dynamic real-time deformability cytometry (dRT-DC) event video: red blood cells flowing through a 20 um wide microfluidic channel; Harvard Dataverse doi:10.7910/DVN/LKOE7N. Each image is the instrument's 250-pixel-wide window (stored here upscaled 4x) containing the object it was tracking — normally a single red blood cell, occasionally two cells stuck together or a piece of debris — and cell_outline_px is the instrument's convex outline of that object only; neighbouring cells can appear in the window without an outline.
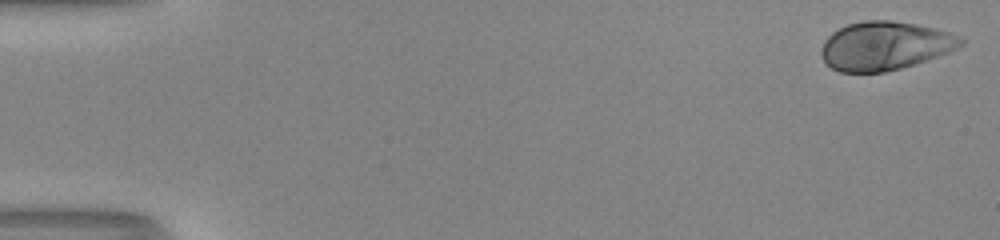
{"species": "human", "species_latin": "Homo sapiens", "temperature_condition": "room temperature", "stored_images_in_passage": 44, "camera_frame_rate_fps": 3000, "um_per_image_px": 0.085, "donor": {"sex": "male"}, "frame": {"image": 1, "passage_image": 1, "time_ms": 0.0, "image_size_px": [1000, 240], "cell_outline_px": [[964, 44], [948, 52], [900, 68], [884, 72], [840, 72], [832, 68], [824, 60], [820, 52], [820, 48], [824, 40], [832, 32], [848, 24], [864, 20], [892, 20], [916, 24], [936, 28], [960, 36], [964, 40]], "centroid_in_image_um": [75.19, 3.88], "position_along_channel_um": 9.8, "area_um2": 39.3}}
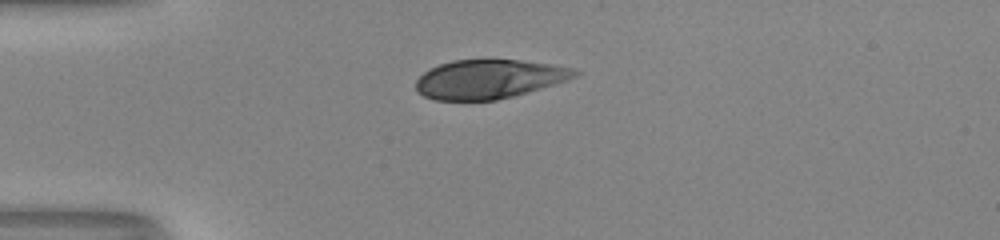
{"frame": {"image": 2, "passage_image": 14, "time_ms": 4.333, "image_size_px": [1000, 240], "cell_outline_px": [[580, 72], [576, 76], [568, 80], [556, 84], [512, 96], [496, 100], [436, 100], [424, 96], [416, 88], [416, 80], [428, 68], [452, 60], [520, 60], [576, 68]], "centroid_in_image_um": [41.57, 6.72], "position_along_channel_um": 43.4, "area_um2": 35.95}}
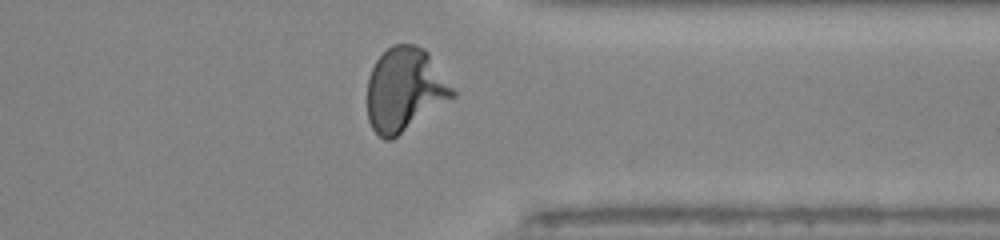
{"frame": {"image": 3, "passage_image": 41, "time_ms": 13.333, "image_size_px": [1000, 240], "cell_outline_px": [[456, 96], [392, 140], [384, 140], [372, 128], [368, 120], [368, 76], [376, 60], [392, 44], [416, 44], [424, 48], [428, 52], [456, 92]], "centroid_in_image_um": [34.41, 7.62], "position_along_channel_um": 377.0, "area_um2": 41.62}, "authors_computed_cell_mechanics": {"area_um2": 39.2751, "velocity_mm_per_s": 4.0674, "shape_relaxation_time_tau1_ms": 3.9361, "shape_relaxation_time_tau2_ms": null, "deformation_change_tau1": 0.2048, "deformation_change_tau2": null}}